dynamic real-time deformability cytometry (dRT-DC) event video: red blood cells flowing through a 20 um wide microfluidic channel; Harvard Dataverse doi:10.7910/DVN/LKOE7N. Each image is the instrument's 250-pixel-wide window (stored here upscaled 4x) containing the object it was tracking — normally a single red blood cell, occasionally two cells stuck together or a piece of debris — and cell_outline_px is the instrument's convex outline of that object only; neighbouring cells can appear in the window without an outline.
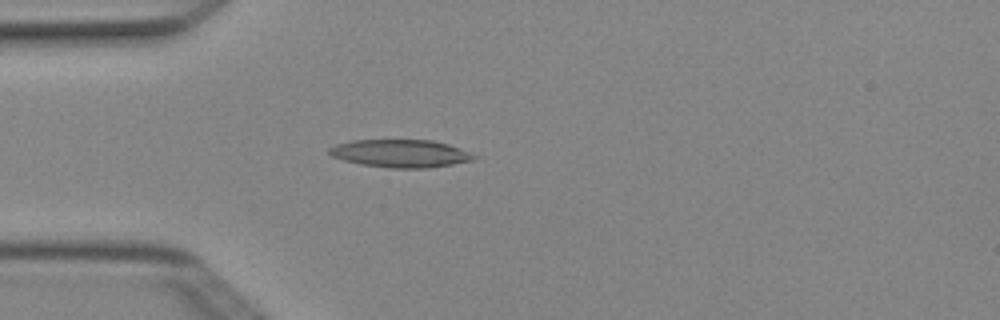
{"species": "Egyptian fruit bat (a non-hibernating species)", "species_latin": "Rousettus aegyptiacus", "temperature_condition": "cold", "stored_images_in_passage": 4, "camera_frame_rate_fps": 3000, "um_per_image_px": 0.085, "animal": {"sex": "female"}, "frame": {"image": 1, "passage_image": 4, "time_ms": 1.0, "image_size_px": [1000, 320], "cell_outline_px": [[476, 160], [452, 164], [424, 168], [392, 168], [360, 164], [344, 160], [332, 156], [328, 152], [328, 148], [336, 144], [352, 140], [432, 140], [448, 144], [460, 148], [476, 156]], "centroid_in_image_um": [34.03, 13.04], "position_along_channel_um": 51.0, "area_um2": 23.35}}